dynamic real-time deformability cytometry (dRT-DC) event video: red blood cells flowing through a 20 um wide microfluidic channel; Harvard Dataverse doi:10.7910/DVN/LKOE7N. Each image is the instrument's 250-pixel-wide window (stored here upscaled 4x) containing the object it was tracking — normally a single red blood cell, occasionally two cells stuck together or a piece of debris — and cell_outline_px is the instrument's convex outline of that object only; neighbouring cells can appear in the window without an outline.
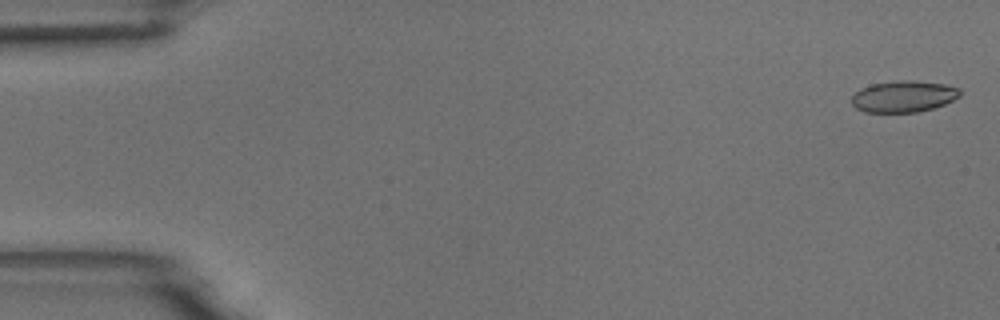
{"species": "common noctule bat (a hibernating species)", "species_latin": "Nyctalus noctula", "temperature_condition": "room temperature", "stored_images_in_passage": 8, "camera_frame_rate_fps": 3000, "um_per_image_px": 0.085, "animal": {"sex": "male", "body_mass_g": 18.8}, "frame": {"image": 1, "passage_image": 2, "time_ms": 0.333, "image_size_px": [1000, 320], "cell_outline_px": [[960, 96], [944, 104], [932, 108], [916, 112], [864, 112], [856, 108], [852, 104], [852, 96], [860, 88], [872, 84], [900, 80], [912, 80], [944, 84], [960, 88]], "centroid_in_image_um": [76.79, 8.19], "position_along_channel_um": 8.2, "area_um2": 19.77}}